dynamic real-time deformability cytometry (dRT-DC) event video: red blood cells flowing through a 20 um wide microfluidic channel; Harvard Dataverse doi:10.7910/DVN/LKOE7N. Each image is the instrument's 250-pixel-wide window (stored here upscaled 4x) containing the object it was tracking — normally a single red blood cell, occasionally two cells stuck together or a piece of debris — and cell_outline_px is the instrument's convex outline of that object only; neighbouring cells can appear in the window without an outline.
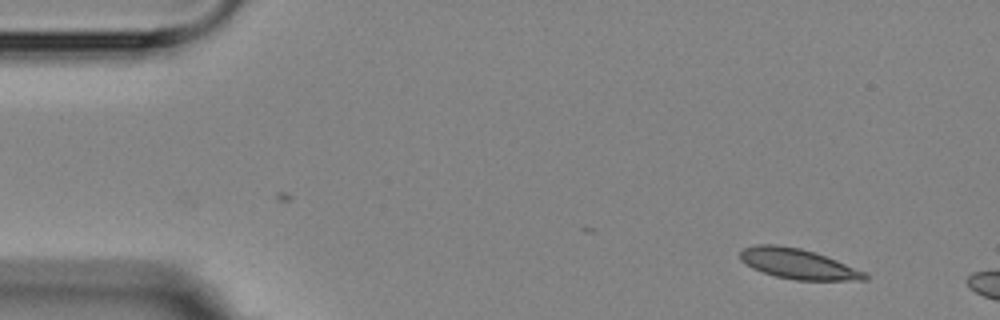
{"species": "Egyptian fruit bat (a non-hibernating species)", "species_latin": "Rousettus aegyptiacus", "temperature_condition": "room temperature", "stored_images_in_passage": 5, "camera_frame_rate_fps": 3000, "um_per_image_px": 0.085, "animal": {"sex": "female"}, "frame": {"image": 1, "passage_image": 2, "time_ms": 1.333, "image_size_px": [1000, 320], "cell_outline_px": [[868, 280], [796, 280], [776, 276], [752, 268], [740, 260], [740, 252], [744, 248], [756, 244], [776, 244], [800, 248], [836, 260], [864, 272], [868, 276]], "centroid_in_image_um": [67.79, 22.42], "position_along_channel_um": 17.2, "area_um2": 21.62}}
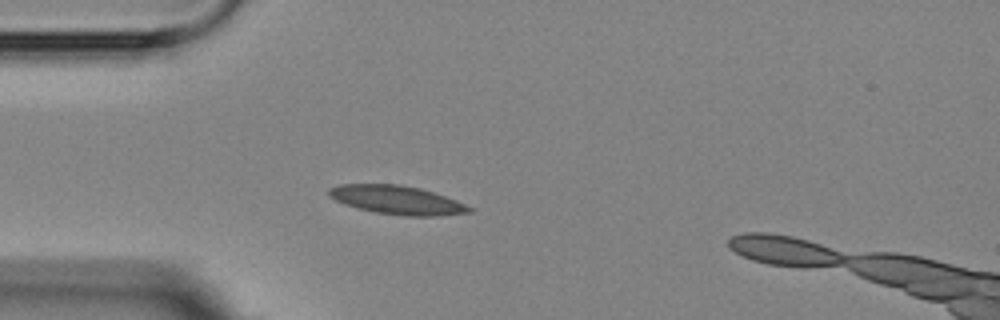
{"frame": {"image": 2, "passage_image": 5, "time_ms": 4.667, "image_size_px": [1000, 320], "cell_outline_px": [[472, 212], [440, 216], [404, 216], [376, 212], [344, 204], [328, 196], [328, 188], [340, 184], [396, 184], [420, 188], [456, 200], [472, 208]], "centroid_in_image_um": [33.73, 17.0], "position_along_channel_um": 51.3, "area_um2": 23.29}}